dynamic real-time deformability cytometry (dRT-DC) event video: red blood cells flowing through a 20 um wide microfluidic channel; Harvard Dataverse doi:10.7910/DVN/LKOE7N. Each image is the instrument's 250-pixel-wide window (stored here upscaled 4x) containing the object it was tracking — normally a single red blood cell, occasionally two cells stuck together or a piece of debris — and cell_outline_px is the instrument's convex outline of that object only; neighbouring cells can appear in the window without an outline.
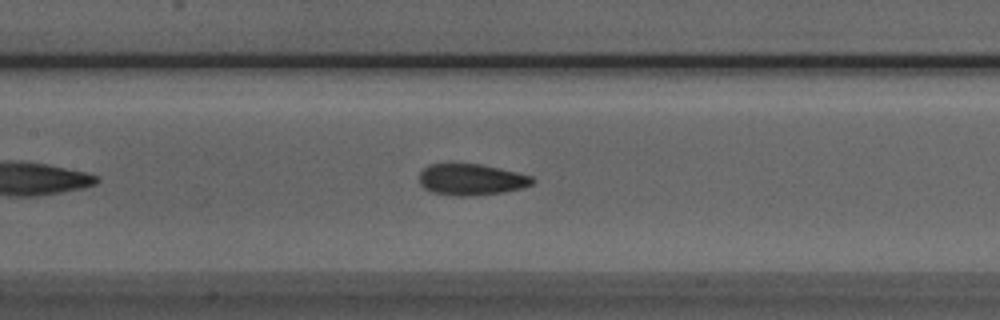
{"species": "Egyptian fruit bat (a non-hibernating species)", "species_latin": "Rousettus aegyptiacus", "temperature_condition": "room temperature", "stored_images_in_passage": 40, "camera_frame_rate_fps": 3000, "um_per_image_px": 0.085, "animal": {"sex": "male"}, "frame": {"image": 1, "passage_image": 12, "time_ms": 3.667, "image_size_px": [1000, 320], "cell_outline_px": [[536, 180], [532, 184], [520, 188], [504, 192], [472, 196], [452, 196], [432, 192], [424, 188], [420, 184], [420, 172], [428, 164], [448, 160], [452, 160], [480, 164], [500, 168], [532, 176]], "centroid_in_image_um": [39.99, 15.21], "position_along_channel_um": 167.4, "area_um2": 21.5}}
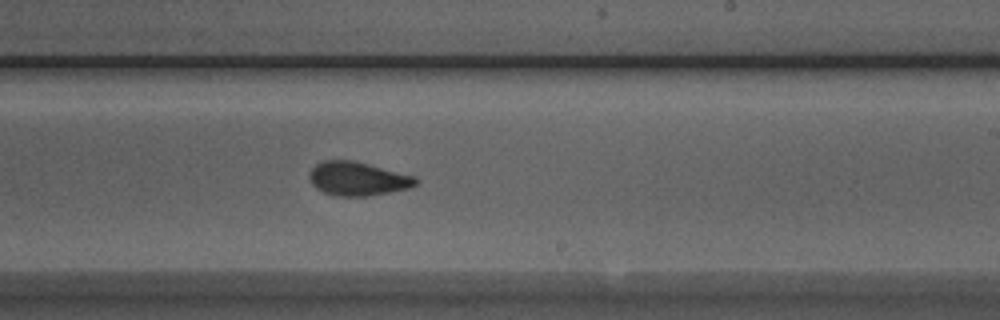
{"frame": {"image": 2, "passage_image": 19, "time_ms": 6.0, "image_size_px": [1000, 320], "cell_outline_px": [[420, 180], [416, 184], [408, 188], [368, 196], [336, 196], [324, 192], [316, 188], [312, 184], [308, 176], [308, 172], [316, 164], [324, 160], [356, 160], [416, 176]], "centroid_in_image_um": [30.4, 15.17], "position_along_channel_um": 258.6, "area_um2": 21.15}}
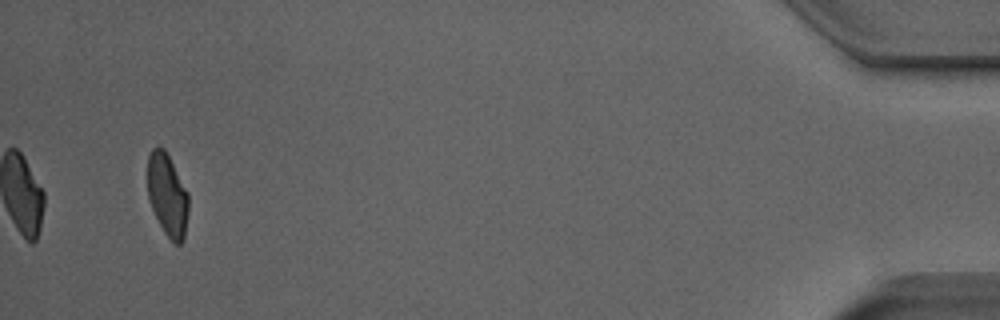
{"frame": {"image": 3, "passage_image": 38, "time_ms": 12.333, "image_size_px": [1000, 320], "cell_outline_px": [[188, 212], [184, 240], [180, 244], [176, 244], [164, 232], [148, 200], [148, 156], [152, 148], [164, 148], [188, 192]], "centroid_in_image_um": [14.23, 16.58], "position_along_channel_um": 421.0, "area_um2": 19.48}, "authors_computed_cell_mechanics": {"area_um2": 21.1548, "velocity_mm_per_s": 3.927, "shape_relaxation_time_tau1_ms": 3.1849, "shape_relaxation_time_tau2_ms": 1.1596, "deformation_change_tau1": 0.1251, "deformation_change_tau2": 0.0577}}